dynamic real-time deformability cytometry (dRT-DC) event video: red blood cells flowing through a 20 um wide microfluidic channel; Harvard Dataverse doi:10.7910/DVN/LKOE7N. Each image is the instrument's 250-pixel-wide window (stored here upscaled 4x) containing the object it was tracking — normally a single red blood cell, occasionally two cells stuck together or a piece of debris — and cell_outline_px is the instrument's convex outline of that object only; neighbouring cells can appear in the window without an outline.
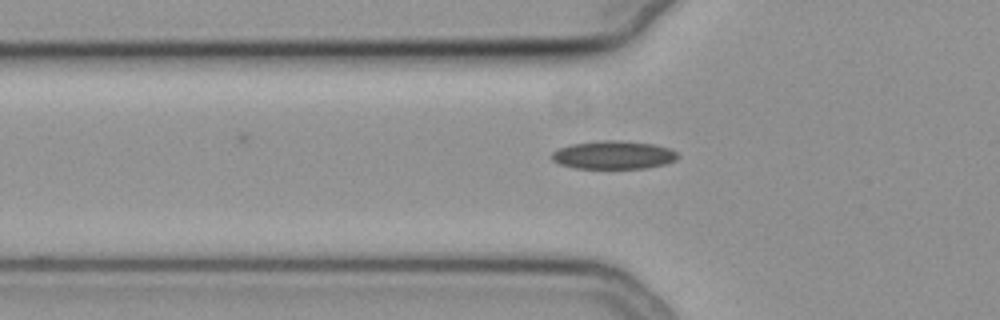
{"species": "common noctule bat (a hibernating species)", "species_latin": "Nyctalus noctula", "temperature_condition": "cold", "stored_images_in_passage": 42, "camera_frame_rate_fps": 3000, "um_per_image_px": 0.085, "animal": {"sex": "female", "body_mass_g": 19.3, "forearm_length_mm": 54.1}, "frame": {"image": 1, "passage_image": 12, "time_ms": 3.667, "image_size_px": [1000, 320], "cell_outline_px": [[680, 156], [676, 160], [664, 164], [644, 168], [576, 168], [560, 164], [552, 160], [552, 152], [560, 148], [572, 144], [600, 140], [616, 140], [652, 144], [668, 148], [676, 152]], "centroid_in_image_um": [52.15, 13.17], "position_along_channel_um": 73.7, "area_um2": 20.52}}
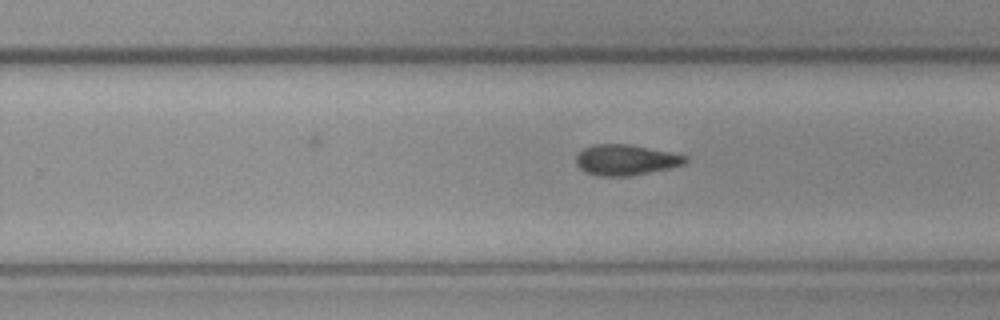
{"frame": {"image": 2, "passage_image": 28, "time_ms": 9.0, "image_size_px": [1000, 320], "cell_outline_px": [[688, 160], [684, 164], [668, 168], [632, 176], [600, 176], [584, 172], [576, 164], [576, 156], [584, 148], [592, 144], [628, 144], [688, 156]], "centroid_in_image_um": [53.16, 13.6], "position_along_channel_um": 276.6, "area_um2": 19.42}}
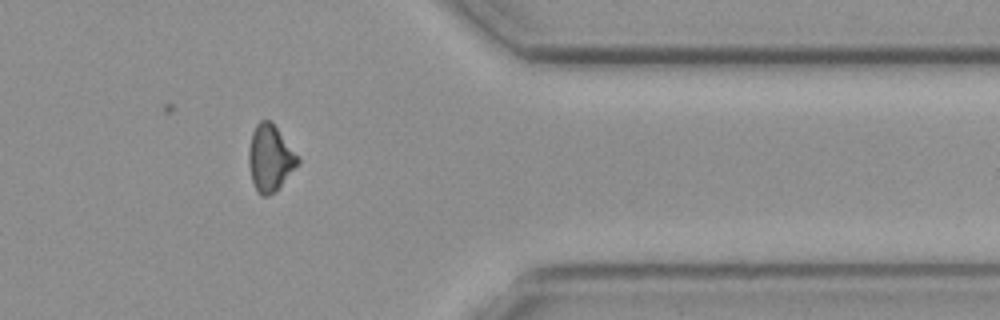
{"frame": {"image": 3, "passage_image": 38, "time_ms": 12.333, "image_size_px": [1000, 320], "cell_outline_px": [[300, 164], [268, 196], [260, 196], [252, 180], [248, 164], [248, 152], [252, 132], [256, 124], [260, 120], [272, 120], [300, 156]], "centroid_in_image_um": [22.98, 13.37], "position_along_channel_um": 388.4, "area_um2": 19.13}}